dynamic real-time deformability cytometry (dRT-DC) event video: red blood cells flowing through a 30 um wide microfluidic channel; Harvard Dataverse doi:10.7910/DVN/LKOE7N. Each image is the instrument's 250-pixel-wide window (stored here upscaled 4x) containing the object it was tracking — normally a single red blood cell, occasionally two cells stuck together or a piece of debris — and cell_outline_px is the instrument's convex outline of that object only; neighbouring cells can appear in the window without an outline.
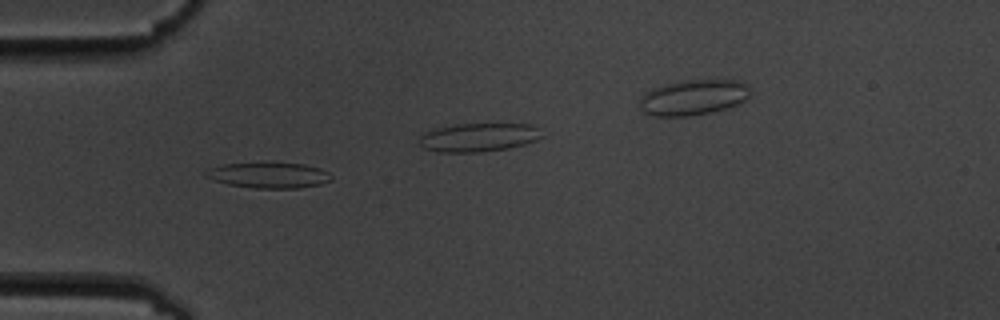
{"species": "common noctule bat (a hibernating species)", "species_latin": "Nyctalus noctula", "temperature_condition": "cold", "stored_images_in_passage": 8, "segment_of_instrument_passage": [1, 2], "camera_frame_rate_fps": 3000, "um_per_image_px": 0.085, "animal": {"sex": "male", "body_mass_g": 19.5, "forearm_length_mm": 54.6}, "frame": {"image": 1, "passage_image": 4, "time_ms": 3.333, "image_size_px": [1000, 320], "cell_outline_px": [[332, 180], [320, 184], [300, 188], [252, 188], [228, 184], [212, 180], [204, 176], [204, 172], [208, 168], [224, 164], [304, 164], [320, 168], [328, 172], [332, 176]], "centroid_in_image_um": [22.83, 14.91], "position_along_channel_um": 62.2, "area_um2": 18.5}}
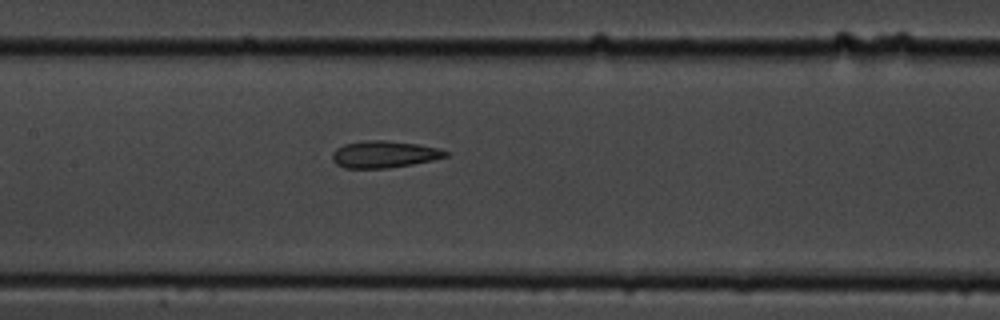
{"frame": {"image": 2, "passage_image": 7, "time_ms": 7.667, "image_size_px": [1000, 320], "cell_outline_px": [[448, 156], [432, 160], [412, 164], [384, 168], [344, 168], [336, 164], [332, 160], [332, 152], [336, 148], [344, 144], [368, 140], [384, 140], [416, 144], [440, 148], [448, 152]], "centroid_in_image_um": [32.63, 13.11], "position_along_channel_um": 174.8, "area_um2": 17.69}}